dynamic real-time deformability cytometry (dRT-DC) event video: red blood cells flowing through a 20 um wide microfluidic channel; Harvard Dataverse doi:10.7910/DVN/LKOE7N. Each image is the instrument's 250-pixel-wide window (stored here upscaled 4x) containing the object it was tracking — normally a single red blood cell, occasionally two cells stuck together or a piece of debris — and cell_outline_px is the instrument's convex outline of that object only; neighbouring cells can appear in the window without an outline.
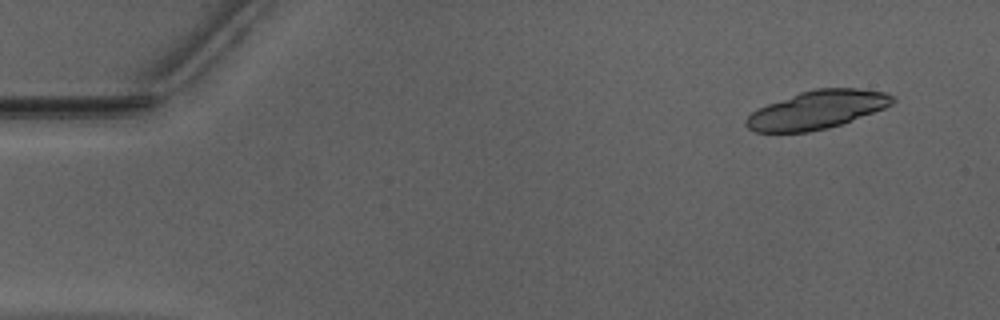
{"species": "Egyptian fruit bat (a non-hibernating species)", "species_latin": "Rousettus aegyptiacus", "temperature_condition": "warm", "stored_images_in_passage": 9, "camera_frame_rate_fps": 3000, "um_per_image_px": 0.085, "animal": {"sex": "male"}, "frame": {"image": 1, "passage_image": 2, "time_ms": 0.333, "image_size_px": [1000, 320], "cell_outline_px": [[896, 100], [892, 104], [884, 108], [840, 124], [828, 128], [808, 132], [756, 132], [748, 128], [744, 124], [744, 120], [752, 112], [768, 104], [800, 92], [816, 88], [856, 88], [884, 92], [892, 96]], "centroid_in_image_um": [69.43, 9.33], "position_along_channel_um": 15.6, "area_um2": 32.25}}